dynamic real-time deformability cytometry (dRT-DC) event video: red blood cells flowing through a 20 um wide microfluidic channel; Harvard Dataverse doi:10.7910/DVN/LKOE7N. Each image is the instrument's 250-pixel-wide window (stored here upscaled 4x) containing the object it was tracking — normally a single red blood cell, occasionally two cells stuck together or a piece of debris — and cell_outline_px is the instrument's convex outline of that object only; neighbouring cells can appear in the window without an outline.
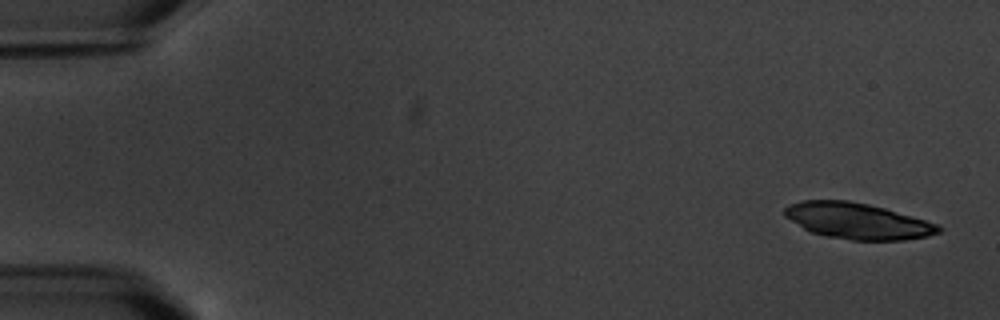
{"species": "common noctule bat (a hibernating species)", "species_latin": "Nyctalus noctula", "temperature_condition": "warm", "stored_images_in_passage": 4, "camera_frame_rate_fps": 3000, "um_per_image_px": 0.085, "animal": {"sex": "male", "body_mass_g": 20.1, "forearm_length_mm": 53.5}, "frame": {"image": 1, "passage_image": 1, "time_ms": 0.0, "image_size_px": [1000, 320], "cell_outline_px": [[944, 228], [940, 232], [928, 236], [904, 240], [852, 240], [824, 236], [812, 232], [804, 228], [784, 216], [784, 208], [788, 204], [804, 200], [848, 200], [868, 204], [884, 208], [912, 216], [936, 224]], "centroid_in_image_um": [72.87, 18.78], "position_along_channel_um": 12.1, "area_um2": 32.19}}